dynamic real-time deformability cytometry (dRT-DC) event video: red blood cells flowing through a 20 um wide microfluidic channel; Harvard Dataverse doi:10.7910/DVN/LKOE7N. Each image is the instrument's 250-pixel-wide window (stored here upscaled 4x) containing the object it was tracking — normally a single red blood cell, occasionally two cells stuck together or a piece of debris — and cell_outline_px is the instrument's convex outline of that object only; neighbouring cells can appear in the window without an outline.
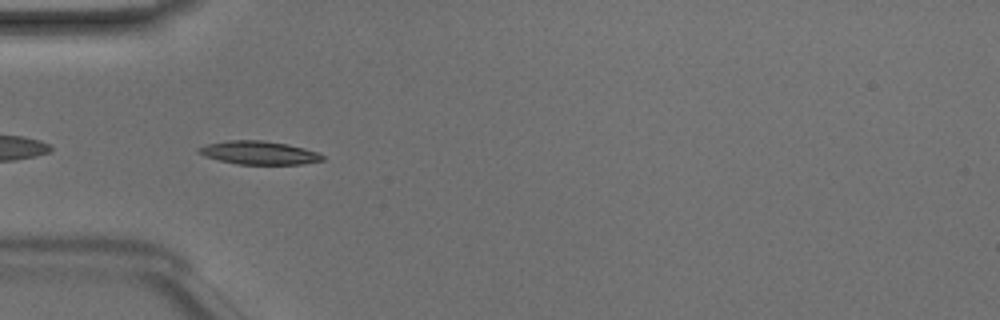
{"species": "Egyptian fruit bat (a non-hibernating species)", "species_latin": "Rousettus aegyptiacus", "temperature_condition": "room temperature", "stored_images_in_passage": 34, "camera_frame_rate_fps": 3000, "um_per_image_px": 0.085, "animal": {"sex": "male"}, "frame": {"image": 1, "passage_image": 1, "time_ms": 0.0, "image_size_px": [1000, 320], "cell_outline_px": [[324, 160], [300, 164], [236, 164], [204, 156], [196, 152], [196, 148], [208, 144], [228, 140], [260, 140], [288, 144], [304, 148], [316, 152], [324, 156]], "centroid_in_image_um": [21.98, 12.98], "position_along_channel_um": 63.0, "area_um2": 16.76}}
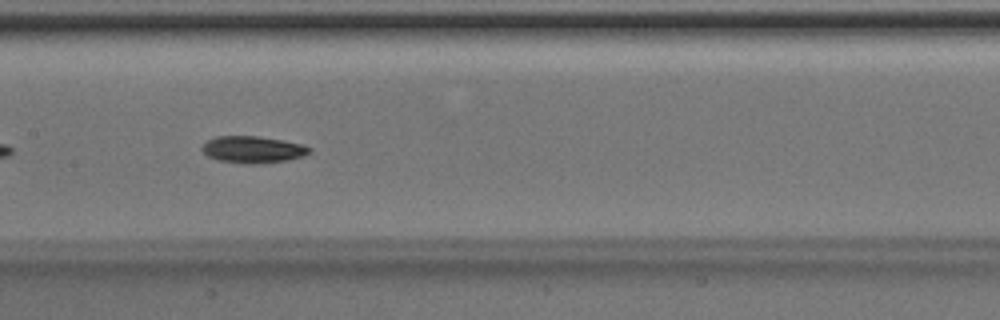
{"frame": {"image": 2, "passage_image": 10, "time_ms": 3.0, "image_size_px": [1000, 320], "cell_outline_px": [[312, 152], [304, 156], [288, 160], [260, 164], [244, 164], [220, 160], [208, 156], [200, 148], [208, 140], [216, 136], [256, 136], [284, 140], [300, 144], [312, 148]], "centroid_in_image_um": [21.52, 12.72], "position_along_channel_um": 185.9, "area_um2": 16.88}}
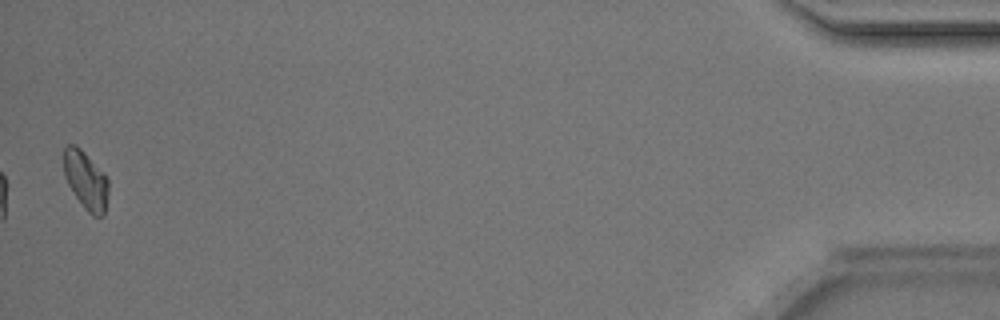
{"frame": {"image": 3, "passage_image": 34, "time_ms": 11.0, "image_size_px": [1000, 320], "cell_outline_px": [[108, 192], [104, 216], [92, 216], [84, 208], [68, 184], [64, 176], [64, 148], [68, 144], [76, 144], [108, 176]], "centroid_in_image_um": [7.31, 15.31], "position_along_channel_um": 427.9, "area_um2": 15.2}, "authors_computed_cell_mechanics": {"area_um2": 15.7794, "velocity_mm_per_s": 4.1521, "shape_relaxation_time_tau1_ms": 2.8291, "shape_relaxation_time_tau2_ms": null, "deformation_change_tau1": 0.0953, "deformation_change_tau2": null}}